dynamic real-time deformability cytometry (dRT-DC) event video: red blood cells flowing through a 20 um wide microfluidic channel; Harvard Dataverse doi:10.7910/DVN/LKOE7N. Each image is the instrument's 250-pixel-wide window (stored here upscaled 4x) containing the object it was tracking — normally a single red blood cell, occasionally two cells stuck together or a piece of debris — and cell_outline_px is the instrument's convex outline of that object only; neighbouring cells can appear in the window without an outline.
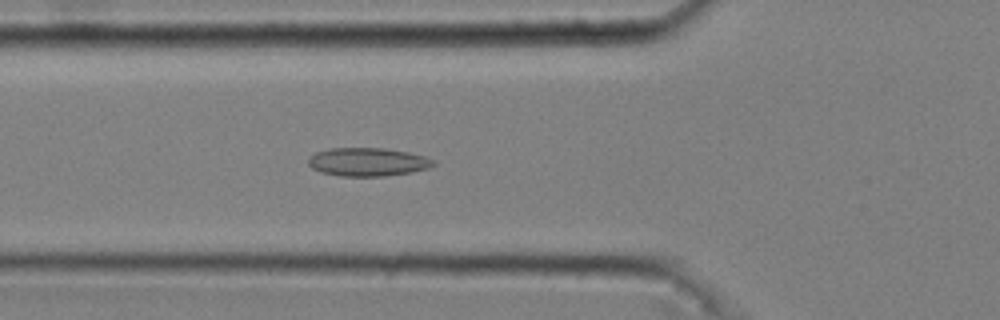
{"species": "common noctule bat (a hibernating species)", "species_latin": "Nyctalus noctula", "temperature_condition": "cold", "stored_images_in_passage": 52, "camera_frame_rate_fps": 3000, "um_per_image_px": 0.085, "animal": {"sex": "male", "body_mass_g": 20.4}, "frame": {"image": 1, "passage_image": 19, "time_ms": 6.0, "image_size_px": [1000, 320], "cell_outline_px": [[436, 164], [428, 168], [412, 172], [384, 176], [340, 176], [320, 172], [312, 168], [308, 164], [308, 160], [316, 152], [328, 148], [384, 148], [408, 152], [424, 156], [436, 160]], "centroid_in_image_um": [31.27, 13.76], "position_along_channel_um": 94.5, "area_um2": 20.75}}
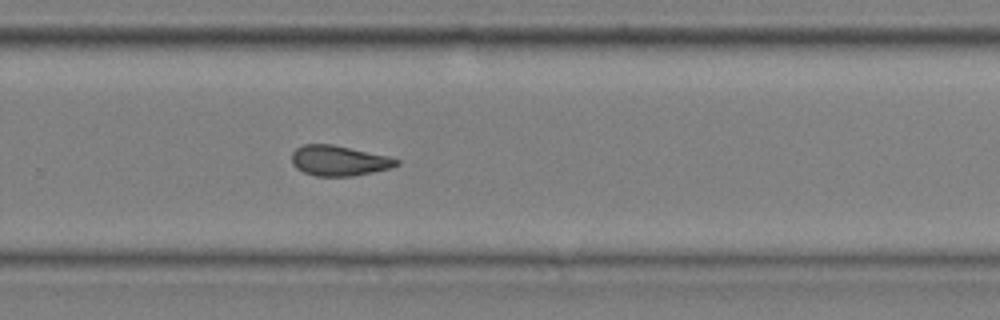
{"frame": {"image": 2, "passage_image": 36, "time_ms": 11.667, "image_size_px": [1000, 320], "cell_outline_px": [[400, 164], [392, 168], [352, 176], [316, 176], [304, 172], [296, 168], [292, 164], [292, 152], [296, 148], [304, 144], [332, 144], [388, 156], [400, 160]], "centroid_in_image_um": [28.81, 13.66], "position_along_channel_um": 301.0, "area_um2": 18.5}}
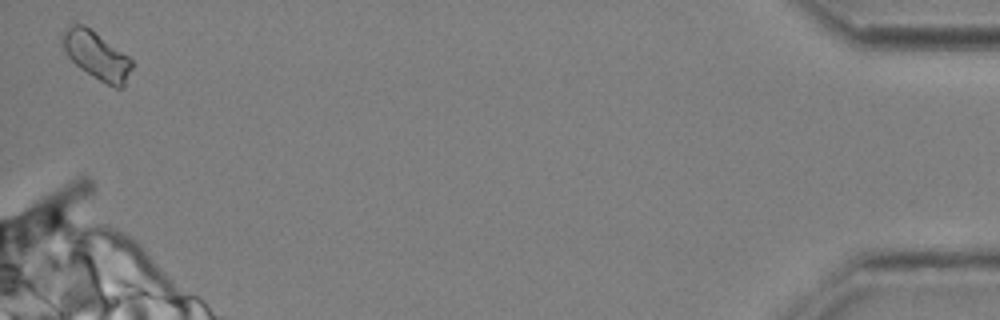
{"frame": {"image": 3, "passage_image": 52, "time_ms": 17.0, "image_size_px": [1000, 320], "cell_outline_px": [[132, 68], [124, 88], [116, 88], [100, 80], [80, 68], [68, 56], [60, 40], [60, 32], [76, 24], [84, 24], [128, 56], [132, 60]], "centroid_in_image_um": [8.2, 4.71], "position_along_channel_um": 427.0, "area_um2": 19.13}, "authors_computed_cell_mechanics": {"area_um2": 18.9584, "velocity_mm_per_s": 3.6487, "shape_relaxation_time_tau1_ms": null, "shape_relaxation_time_tau2_ms": 4.9717, "deformation_change_tau1": null, "deformation_change_tau2": 0.1119}}